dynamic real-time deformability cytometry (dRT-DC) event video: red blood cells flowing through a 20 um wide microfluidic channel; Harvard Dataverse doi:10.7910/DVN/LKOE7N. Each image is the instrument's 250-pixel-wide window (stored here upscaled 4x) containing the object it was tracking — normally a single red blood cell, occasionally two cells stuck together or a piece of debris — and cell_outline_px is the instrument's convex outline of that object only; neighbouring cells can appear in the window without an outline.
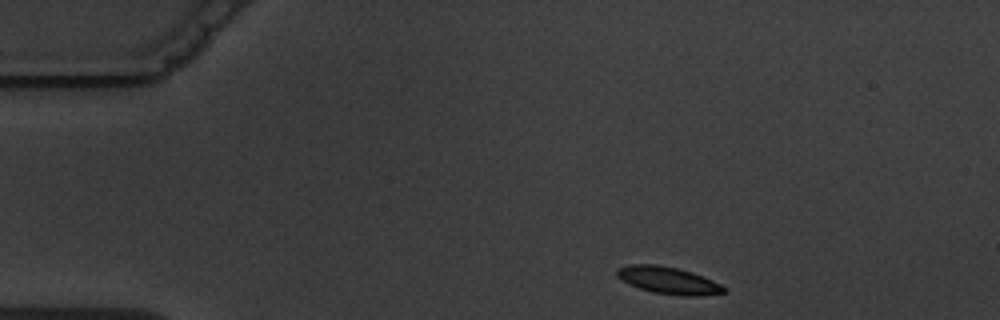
{"species": "common noctule bat (a hibernating species)", "species_latin": "Nyctalus noctula", "temperature_condition": "warm", "stored_images_in_passage": 2, "camera_frame_rate_fps": 3000, "um_per_image_px": 0.085, "animal": {"sex": "male", "body_mass_g": 19.5, "forearm_length_mm": 54.6}, "frame": {"image": 1, "passage_image": 1, "time_ms": 0.0, "image_size_px": [1000, 320], "cell_outline_px": [[728, 292], [700, 296], [680, 296], [652, 292], [628, 284], [616, 276], [616, 268], [632, 264], [656, 264], [676, 268], [692, 272], [712, 280], [728, 288]], "centroid_in_image_um": [56.82, 23.84], "position_along_channel_um": 28.2, "area_um2": 17.05}}